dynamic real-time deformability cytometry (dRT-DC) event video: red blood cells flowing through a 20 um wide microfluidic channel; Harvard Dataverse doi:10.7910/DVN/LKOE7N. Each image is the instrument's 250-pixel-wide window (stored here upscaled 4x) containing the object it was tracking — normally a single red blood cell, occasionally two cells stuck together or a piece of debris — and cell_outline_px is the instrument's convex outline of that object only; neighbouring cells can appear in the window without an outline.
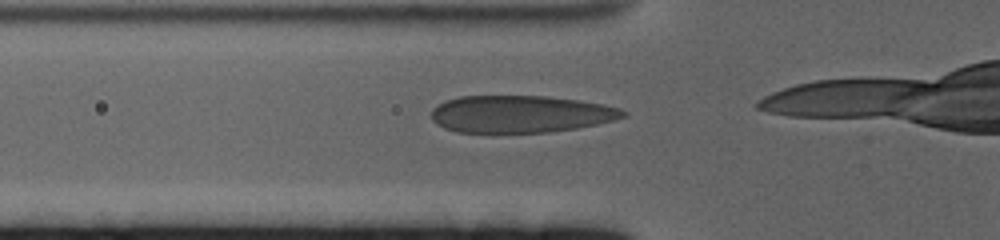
{"species": "human", "species_latin": "Homo sapiens", "temperature_condition": "cold", "stored_images_in_passage": 7, "camera_frame_rate_fps": 3000, "um_per_image_px": 0.085, "donor": {"sex": "female"}, "frame": {"image": 1, "passage_image": 2, "time_ms": 0.333, "image_size_px": [1000, 240], "cell_outline_px": [[628, 116], [596, 124], [576, 128], [548, 132], [456, 132], [444, 128], [436, 124], [432, 120], [432, 108], [444, 100], [460, 96], [544, 96], [576, 100], [604, 104], [620, 108], [628, 112]], "centroid_in_image_um": [44.23, 9.69], "position_along_channel_um": 81.6, "area_um2": 41.56}}
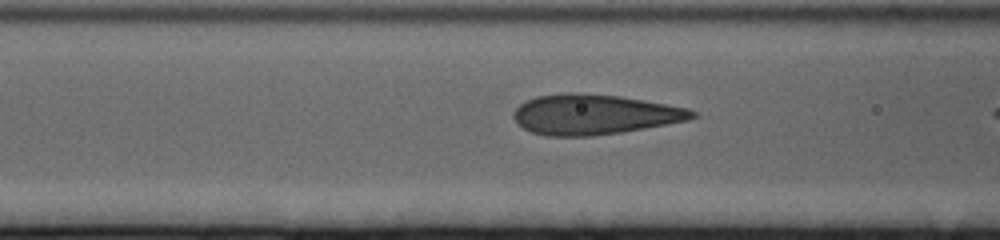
{"frame": {"image": 2, "passage_image": 5, "time_ms": 1.333, "image_size_px": [1000, 240], "cell_outline_px": [[696, 116], [688, 120], [644, 128], [620, 132], [592, 136], [548, 136], [532, 132], [524, 128], [512, 116], [512, 112], [520, 104], [536, 96], [568, 92], [576, 92], [620, 96], [688, 108], [696, 112]], "centroid_in_image_um": [50.49, 9.72], "position_along_channel_um": 116.1, "area_um2": 41.5}}